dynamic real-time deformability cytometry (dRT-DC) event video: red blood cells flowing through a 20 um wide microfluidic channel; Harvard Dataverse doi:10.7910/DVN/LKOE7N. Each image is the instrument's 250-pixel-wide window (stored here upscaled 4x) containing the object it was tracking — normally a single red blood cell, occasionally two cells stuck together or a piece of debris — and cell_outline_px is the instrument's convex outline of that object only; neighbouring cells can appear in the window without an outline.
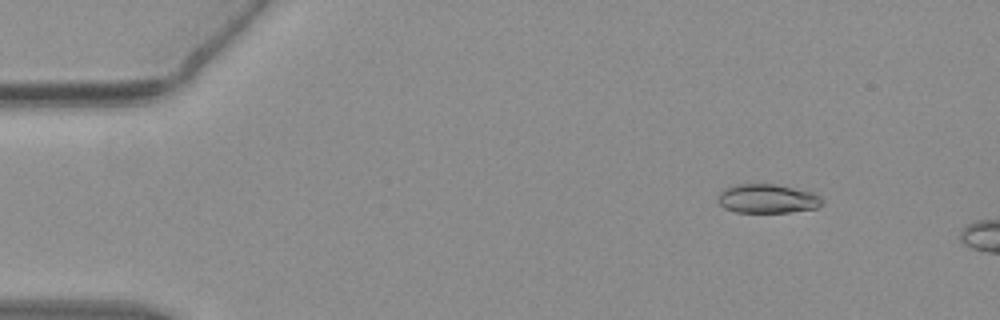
{"species": "common noctule bat (a hibernating species)", "species_latin": "Nyctalus noctula", "temperature_condition": "warm", "stored_images_in_passage": 51, "camera_frame_rate_fps": 3000, "um_per_image_px": 0.085, "animal": {"sex": "female", "body_mass_g": 19.3, "forearm_length_mm": 54.1}, "frame": {"image": 1, "passage_image": 7, "time_ms": 2.0, "image_size_px": [1000, 320], "cell_outline_px": [[824, 200], [816, 208], [788, 212], [736, 212], [724, 208], [716, 200], [720, 192], [724, 188], [732, 184], [772, 184], [812, 192], [820, 196]], "centroid_in_image_um": [65.17, 16.88], "position_along_channel_um": 19.8, "area_um2": 17.57}}
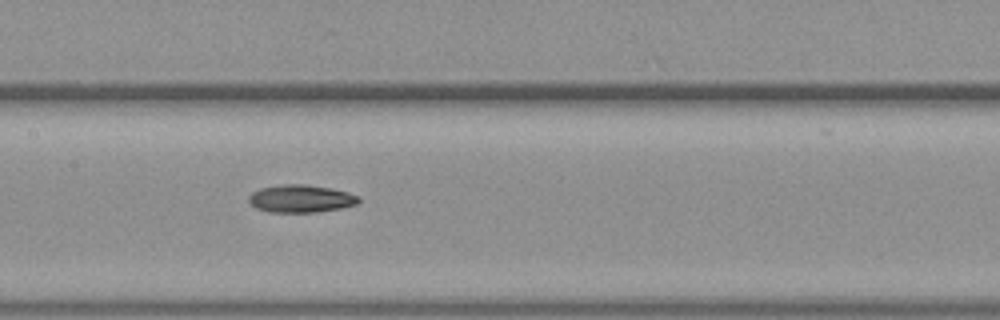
{"frame": {"image": 2, "passage_image": 27, "time_ms": 8.667, "image_size_px": [1000, 320], "cell_outline_px": [[360, 200], [356, 204], [340, 208], [316, 212], [268, 212], [256, 208], [248, 200], [248, 196], [252, 192], [260, 188], [284, 184], [304, 184], [328, 188], [348, 192], [360, 196]], "centroid_in_image_um": [25.55, 16.88], "position_along_channel_um": 181.8, "area_um2": 17.63}}
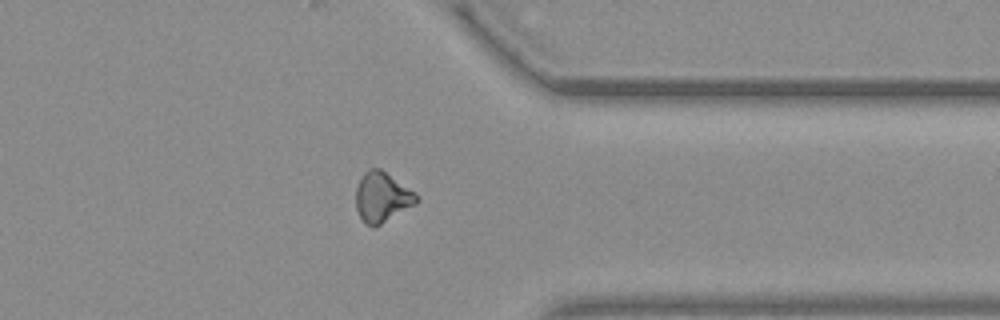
{"frame": {"image": 3, "passage_image": 43, "time_ms": 14.0, "image_size_px": [1000, 320], "cell_outline_px": [[420, 200], [416, 204], [380, 224], [372, 228], [364, 224], [356, 208], [356, 188], [364, 172], [368, 168], [380, 168], [416, 192], [420, 196]], "centroid_in_image_um": [32.49, 16.75], "position_along_channel_um": 378.9, "area_um2": 17.8}}